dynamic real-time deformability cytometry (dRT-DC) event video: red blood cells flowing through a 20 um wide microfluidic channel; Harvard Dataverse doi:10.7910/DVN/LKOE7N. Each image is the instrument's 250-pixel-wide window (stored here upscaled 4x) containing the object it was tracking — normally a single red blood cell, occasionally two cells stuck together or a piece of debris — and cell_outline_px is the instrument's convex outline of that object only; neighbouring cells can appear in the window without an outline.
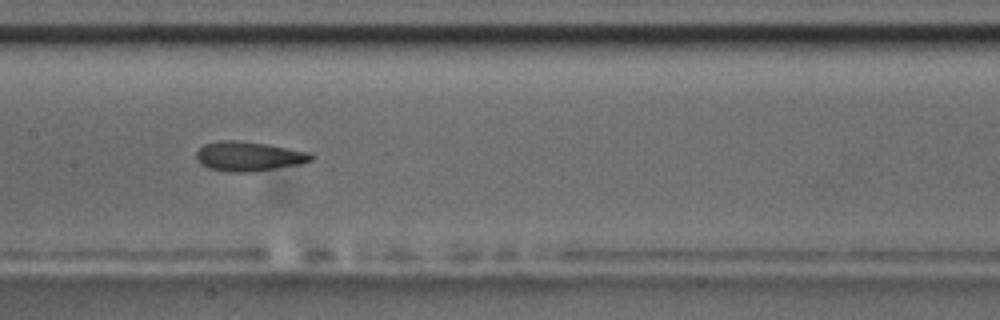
{"species": "common noctule bat (a hibernating species)", "species_latin": "Nyctalus noctula", "temperature_condition": "room temperature", "stored_images_in_passage": 47, "camera_frame_rate_fps": 3000, "um_per_image_px": 0.085, "animal": {"sex": "male", "body_mass_g": 17.5, "forearm_length_mm": 52.3}, "frame": {"image": 1, "passage_image": 27, "time_ms": 8.667, "image_size_px": [1000, 320], "cell_outline_px": [[312, 160], [300, 164], [252, 172], [232, 172], [208, 168], [200, 164], [196, 160], [196, 152], [204, 144], [220, 140], [240, 140], [268, 144], [312, 152]], "centroid_in_image_um": [21.13, 13.28], "position_along_channel_um": 186.3, "area_um2": 19.94}}